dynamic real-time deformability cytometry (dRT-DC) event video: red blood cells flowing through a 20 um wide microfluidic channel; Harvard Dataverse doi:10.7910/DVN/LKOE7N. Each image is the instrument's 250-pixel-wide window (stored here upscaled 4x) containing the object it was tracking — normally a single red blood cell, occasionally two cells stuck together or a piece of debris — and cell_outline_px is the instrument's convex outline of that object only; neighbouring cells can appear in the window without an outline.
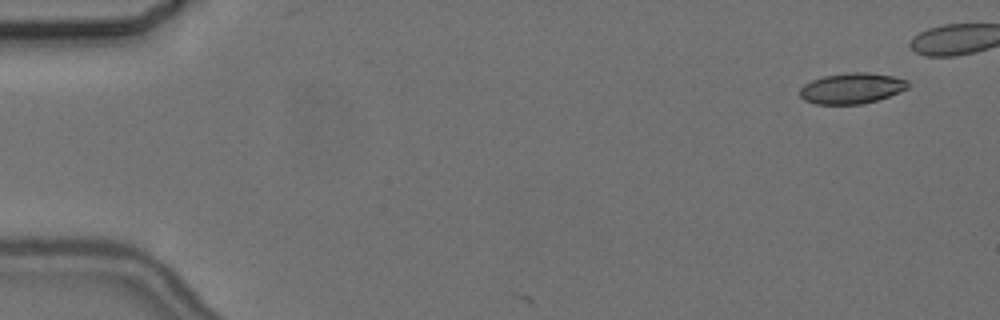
{"species": "common noctule bat (a hibernating species)", "species_latin": "Nyctalus noctula", "temperature_condition": "cold", "stored_images_in_passage": 3, "camera_frame_rate_fps": 3000, "um_per_image_px": 0.085, "animal": {"sex": "female", "body_mass_g": 24.6, "forearm_length_mm": 56.2}, "frame": {"image": 1, "passage_image": 1, "time_ms": 0.0, "image_size_px": [1000, 320], "cell_outline_px": [[908, 88], [888, 96], [876, 100], [860, 104], [816, 104], [804, 100], [800, 96], [800, 88], [804, 84], [812, 80], [824, 76], [848, 72], [868, 72], [892, 76], [908, 80]], "centroid_in_image_um": [72.38, 7.5], "position_along_channel_um": 12.6, "area_um2": 19.25}}